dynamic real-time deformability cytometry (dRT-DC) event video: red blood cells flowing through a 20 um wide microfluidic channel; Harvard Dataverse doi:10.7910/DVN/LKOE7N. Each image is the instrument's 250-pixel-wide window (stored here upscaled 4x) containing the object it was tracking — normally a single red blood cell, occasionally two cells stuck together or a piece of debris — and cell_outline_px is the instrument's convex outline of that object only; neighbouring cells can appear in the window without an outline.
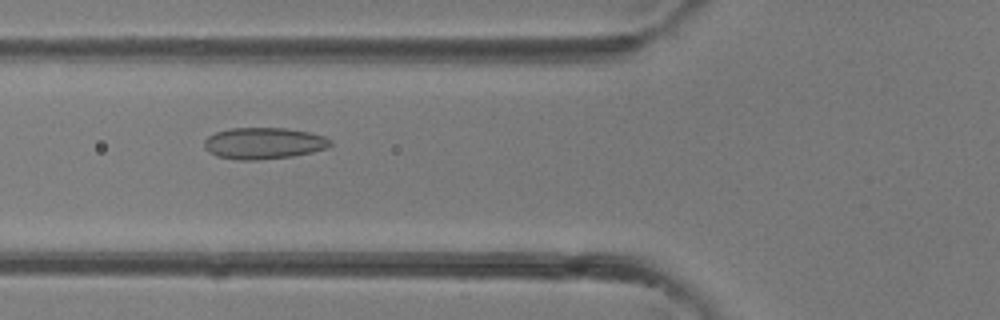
{"species": "common noctule bat (a hibernating species)", "species_latin": "Nyctalus noctula", "temperature_condition": "room temperature", "stored_images_in_passage": 40, "camera_frame_rate_fps": 3000, "um_per_image_px": 0.085, "animal": {"sex": "female"}, "frame": {"image": 1, "passage_image": 15, "time_ms": 4.667, "image_size_px": [1000, 320], "cell_outline_px": [[332, 144], [328, 148], [312, 152], [292, 156], [256, 160], [240, 160], [216, 156], [208, 152], [204, 148], [204, 140], [208, 136], [216, 132], [232, 128], [284, 128], [312, 132], [324, 136], [332, 140]], "centroid_in_image_um": [22.43, 12.18], "position_along_channel_um": 103.4, "area_um2": 23.29}}
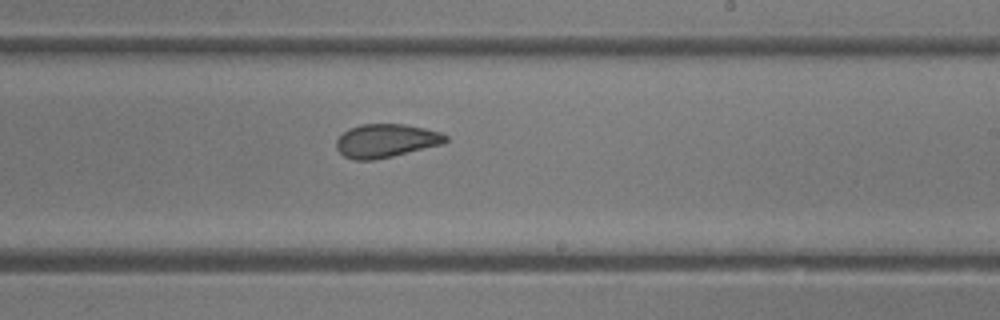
{"frame": {"image": 2, "passage_image": 24, "time_ms": 7.667, "image_size_px": [1000, 320], "cell_outline_px": [[448, 140], [444, 144], [392, 156], [372, 160], [356, 160], [344, 156], [336, 148], [336, 140], [348, 128], [360, 124], [404, 124], [424, 128], [440, 132], [448, 136]], "centroid_in_image_um": [32.82, 11.95], "position_along_channel_um": 256.2, "area_um2": 21.33}}
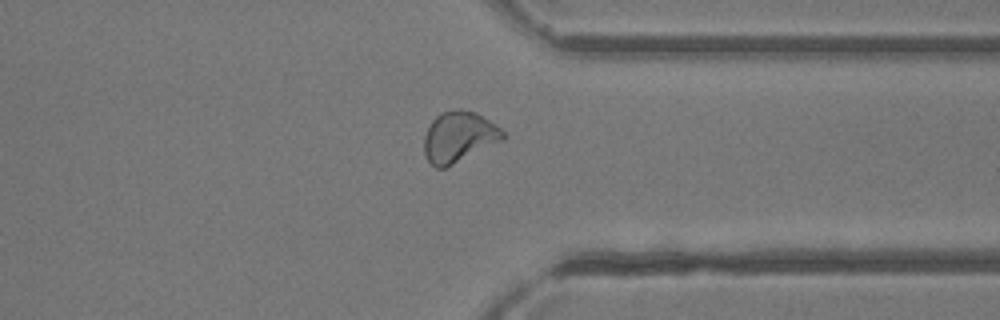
{"frame": {"image": 3, "passage_image": 31, "time_ms": 10.0, "image_size_px": [1000, 320], "cell_outline_px": [[504, 140], [444, 168], [436, 168], [428, 160], [424, 152], [424, 136], [432, 120], [440, 112], [456, 108], [460, 108], [476, 112], [500, 128], [504, 132]], "centroid_in_image_um": [38.99, 11.61], "position_along_channel_um": 372.4, "area_um2": 23.24}}